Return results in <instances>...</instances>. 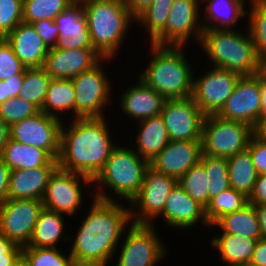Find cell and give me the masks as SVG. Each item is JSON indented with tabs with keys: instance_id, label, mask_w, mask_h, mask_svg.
Returning a JSON list of instances; mask_svg holds the SVG:
<instances>
[{
	"instance_id": "6da1fadb",
	"label": "cell",
	"mask_w": 266,
	"mask_h": 266,
	"mask_svg": "<svg viewBox=\"0 0 266 266\" xmlns=\"http://www.w3.org/2000/svg\"><path fill=\"white\" fill-rule=\"evenodd\" d=\"M87 206L85 216H77L81 222L72 228L76 231H69L68 250L73 263L75 266H112L115 251L132 224L129 203L93 198Z\"/></svg>"
},
{
	"instance_id": "7a4b0ae2",
	"label": "cell",
	"mask_w": 266,
	"mask_h": 266,
	"mask_svg": "<svg viewBox=\"0 0 266 266\" xmlns=\"http://www.w3.org/2000/svg\"><path fill=\"white\" fill-rule=\"evenodd\" d=\"M108 117L111 118L88 117L62 122L58 168L95 179L124 136L119 135L124 128H114L116 124Z\"/></svg>"
},
{
	"instance_id": "3957f363",
	"label": "cell",
	"mask_w": 266,
	"mask_h": 266,
	"mask_svg": "<svg viewBox=\"0 0 266 266\" xmlns=\"http://www.w3.org/2000/svg\"><path fill=\"white\" fill-rule=\"evenodd\" d=\"M147 46L149 58L145 60L144 68L137 72V77L166 99L192 97L194 69L197 64L191 62L194 55H188L191 47Z\"/></svg>"
},
{
	"instance_id": "277c9868",
	"label": "cell",
	"mask_w": 266,
	"mask_h": 266,
	"mask_svg": "<svg viewBox=\"0 0 266 266\" xmlns=\"http://www.w3.org/2000/svg\"><path fill=\"white\" fill-rule=\"evenodd\" d=\"M82 5L93 49L102 58L123 62L120 58L123 55L119 54H123L124 45L126 49L128 37L133 38L132 35L136 34L131 31L136 26V20L124 0H87Z\"/></svg>"
},
{
	"instance_id": "5b68a950",
	"label": "cell",
	"mask_w": 266,
	"mask_h": 266,
	"mask_svg": "<svg viewBox=\"0 0 266 266\" xmlns=\"http://www.w3.org/2000/svg\"><path fill=\"white\" fill-rule=\"evenodd\" d=\"M197 47L201 50L198 51L200 55L196 54L200 66L206 63L241 76L256 75L259 71V58L247 27L241 30H203Z\"/></svg>"
},
{
	"instance_id": "8992f818",
	"label": "cell",
	"mask_w": 266,
	"mask_h": 266,
	"mask_svg": "<svg viewBox=\"0 0 266 266\" xmlns=\"http://www.w3.org/2000/svg\"><path fill=\"white\" fill-rule=\"evenodd\" d=\"M148 167L149 162L140 157L123 138L92 181L94 198L130 203L142 187Z\"/></svg>"
},
{
	"instance_id": "52a82bcc",
	"label": "cell",
	"mask_w": 266,
	"mask_h": 266,
	"mask_svg": "<svg viewBox=\"0 0 266 266\" xmlns=\"http://www.w3.org/2000/svg\"><path fill=\"white\" fill-rule=\"evenodd\" d=\"M114 60L112 58H102L91 69L71 79L75 90V119L104 116H112L114 118L113 112L118 110L116 108L115 111L110 110L113 109L114 100L117 99L115 92H118V90H114L117 88H115L116 85H113V82L118 79L108 74L110 73L109 67L112 72L114 71L112 69L113 66L111 67V64L115 62ZM113 95H115L116 99L113 98ZM110 107L112 108L110 109ZM109 112H112L113 115L112 113L109 115Z\"/></svg>"
},
{
	"instance_id": "ba28073f",
	"label": "cell",
	"mask_w": 266,
	"mask_h": 266,
	"mask_svg": "<svg viewBox=\"0 0 266 266\" xmlns=\"http://www.w3.org/2000/svg\"><path fill=\"white\" fill-rule=\"evenodd\" d=\"M159 232L161 230L152 224L132 223L115 251L112 265L159 266L171 255V247Z\"/></svg>"
},
{
	"instance_id": "9c48e42d",
	"label": "cell",
	"mask_w": 266,
	"mask_h": 266,
	"mask_svg": "<svg viewBox=\"0 0 266 266\" xmlns=\"http://www.w3.org/2000/svg\"><path fill=\"white\" fill-rule=\"evenodd\" d=\"M93 198V183L89 177L57 168L49 178L42 203L45 209L69 217L70 222L81 215V210L85 213L83 207Z\"/></svg>"
},
{
	"instance_id": "30bf717a",
	"label": "cell",
	"mask_w": 266,
	"mask_h": 266,
	"mask_svg": "<svg viewBox=\"0 0 266 266\" xmlns=\"http://www.w3.org/2000/svg\"><path fill=\"white\" fill-rule=\"evenodd\" d=\"M254 128L216 114L206 115L202 125V154L229 158L247 149Z\"/></svg>"
},
{
	"instance_id": "8fae6325",
	"label": "cell",
	"mask_w": 266,
	"mask_h": 266,
	"mask_svg": "<svg viewBox=\"0 0 266 266\" xmlns=\"http://www.w3.org/2000/svg\"><path fill=\"white\" fill-rule=\"evenodd\" d=\"M197 66L199 65H196L194 71L192 98L205 115L217 114L233 93L241 75L208 65H202L203 68Z\"/></svg>"
},
{
	"instance_id": "7c38bea8",
	"label": "cell",
	"mask_w": 266,
	"mask_h": 266,
	"mask_svg": "<svg viewBox=\"0 0 266 266\" xmlns=\"http://www.w3.org/2000/svg\"><path fill=\"white\" fill-rule=\"evenodd\" d=\"M176 184V179L149 166L145 171L142 187L129 203L132 223L158 227L156 220L163 213L166 200Z\"/></svg>"
},
{
	"instance_id": "4fadbf2b",
	"label": "cell",
	"mask_w": 266,
	"mask_h": 266,
	"mask_svg": "<svg viewBox=\"0 0 266 266\" xmlns=\"http://www.w3.org/2000/svg\"><path fill=\"white\" fill-rule=\"evenodd\" d=\"M202 32L200 0H174L165 31L152 44L188 47L194 44L192 49H197Z\"/></svg>"
},
{
	"instance_id": "5bb4252c",
	"label": "cell",
	"mask_w": 266,
	"mask_h": 266,
	"mask_svg": "<svg viewBox=\"0 0 266 266\" xmlns=\"http://www.w3.org/2000/svg\"><path fill=\"white\" fill-rule=\"evenodd\" d=\"M43 208L42 200L6 199L0 203V233L15 245L26 246Z\"/></svg>"
},
{
	"instance_id": "9a60e30c",
	"label": "cell",
	"mask_w": 266,
	"mask_h": 266,
	"mask_svg": "<svg viewBox=\"0 0 266 266\" xmlns=\"http://www.w3.org/2000/svg\"><path fill=\"white\" fill-rule=\"evenodd\" d=\"M61 125L60 119L40 111L35 116L13 123L10 126V138L41 148L57 160L60 153Z\"/></svg>"
},
{
	"instance_id": "2e32d148",
	"label": "cell",
	"mask_w": 266,
	"mask_h": 266,
	"mask_svg": "<svg viewBox=\"0 0 266 266\" xmlns=\"http://www.w3.org/2000/svg\"><path fill=\"white\" fill-rule=\"evenodd\" d=\"M161 116L170 141H199L205 114L192 97L166 99Z\"/></svg>"
},
{
	"instance_id": "e0dca14e",
	"label": "cell",
	"mask_w": 266,
	"mask_h": 266,
	"mask_svg": "<svg viewBox=\"0 0 266 266\" xmlns=\"http://www.w3.org/2000/svg\"><path fill=\"white\" fill-rule=\"evenodd\" d=\"M135 81V82H134ZM134 81H131L129 85L122 84L123 89H119L120 94H118L117 105L119 106L121 113L115 123L119 125V121H126L133 124L137 121L150 118L153 116L160 115L166 101V98L158 93L153 88L147 86L140 78L134 76ZM122 90V91H120ZM119 102V104H118ZM120 116H122L121 119ZM126 116V117H125ZM126 118V119H125ZM125 120V121H123ZM129 120V121H128Z\"/></svg>"
},
{
	"instance_id": "ac0fdd59",
	"label": "cell",
	"mask_w": 266,
	"mask_h": 266,
	"mask_svg": "<svg viewBox=\"0 0 266 266\" xmlns=\"http://www.w3.org/2000/svg\"><path fill=\"white\" fill-rule=\"evenodd\" d=\"M160 218L162 220H160ZM159 219V220H158ZM157 220L164 225L166 229H171L175 233L177 231L183 234V231L201 230L206 228L209 231L210 224L205 215V208L194 201L185 190L176 184L171 190L166 200L163 213ZM163 222V223H162ZM201 226L200 228H198ZM195 228H197L195 230Z\"/></svg>"
},
{
	"instance_id": "d6986e66",
	"label": "cell",
	"mask_w": 266,
	"mask_h": 266,
	"mask_svg": "<svg viewBox=\"0 0 266 266\" xmlns=\"http://www.w3.org/2000/svg\"><path fill=\"white\" fill-rule=\"evenodd\" d=\"M216 115L255 128L261 117L260 74L241 76L233 93Z\"/></svg>"
},
{
	"instance_id": "ffe728a7",
	"label": "cell",
	"mask_w": 266,
	"mask_h": 266,
	"mask_svg": "<svg viewBox=\"0 0 266 266\" xmlns=\"http://www.w3.org/2000/svg\"><path fill=\"white\" fill-rule=\"evenodd\" d=\"M201 156L202 140L170 141L149 166L178 181L192 166L200 162Z\"/></svg>"
},
{
	"instance_id": "44dd1931",
	"label": "cell",
	"mask_w": 266,
	"mask_h": 266,
	"mask_svg": "<svg viewBox=\"0 0 266 266\" xmlns=\"http://www.w3.org/2000/svg\"><path fill=\"white\" fill-rule=\"evenodd\" d=\"M128 129L130 130V133L132 132V136L130 133H127ZM128 129L126 127L124 130L126 133H121L126 134L125 136L127 137L125 138H127V140L125 139V141H128L127 143L133 148V150L140 157L146 159L149 163L170 142V138L168 136L165 123L161 114L137 121L128 126Z\"/></svg>"
},
{
	"instance_id": "7402d4cb",
	"label": "cell",
	"mask_w": 266,
	"mask_h": 266,
	"mask_svg": "<svg viewBox=\"0 0 266 266\" xmlns=\"http://www.w3.org/2000/svg\"><path fill=\"white\" fill-rule=\"evenodd\" d=\"M101 59L93 48H50L43 68L52 79H72L91 69Z\"/></svg>"
},
{
	"instance_id": "603a6c76",
	"label": "cell",
	"mask_w": 266,
	"mask_h": 266,
	"mask_svg": "<svg viewBox=\"0 0 266 266\" xmlns=\"http://www.w3.org/2000/svg\"><path fill=\"white\" fill-rule=\"evenodd\" d=\"M249 1L250 0H200V19L203 30H237L247 27L242 24L247 25ZM241 21H243V23ZM238 24H240V27Z\"/></svg>"
},
{
	"instance_id": "cb8c5ba5",
	"label": "cell",
	"mask_w": 266,
	"mask_h": 266,
	"mask_svg": "<svg viewBox=\"0 0 266 266\" xmlns=\"http://www.w3.org/2000/svg\"><path fill=\"white\" fill-rule=\"evenodd\" d=\"M59 38L55 48H93L82 3L73 2L55 19Z\"/></svg>"
},
{
	"instance_id": "d4e9b609",
	"label": "cell",
	"mask_w": 266,
	"mask_h": 266,
	"mask_svg": "<svg viewBox=\"0 0 266 266\" xmlns=\"http://www.w3.org/2000/svg\"><path fill=\"white\" fill-rule=\"evenodd\" d=\"M58 166H39L10 171L7 199L42 200L50 176Z\"/></svg>"
},
{
	"instance_id": "484cf974",
	"label": "cell",
	"mask_w": 266,
	"mask_h": 266,
	"mask_svg": "<svg viewBox=\"0 0 266 266\" xmlns=\"http://www.w3.org/2000/svg\"><path fill=\"white\" fill-rule=\"evenodd\" d=\"M67 219L68 217L63 214L43 208L26 247L62 248L64 245L66 247L69 244L70 234L68 232L70 223Z\"/></svg>"
},
{
	"instance_id": "4316f807",
	"label": "cell",
	"mask_w": 266,
	"mask_h": 266,
	"mask_svg": "<svg viewBox=\"0 0 266 266\" xmlns=\"http://www.w3.org/2000/svg\"><path fill=\"white\" fill-rule=\"evenodd\" d=\"M5 39L26 68L43 67L49 48L32 24L21 22Z\"/></svg>"
},
{
	"instance_id": "83f0119b",
	"label": "cell",
	"mask_w": 266,
	"mask_h": 266,
	"mask_svg": "<svg viewBox=\"0 0 266 266\" xmlns=\"http://www.w3.org/2000/svg\"><path fill=\"white\" fill-rule=\"evenodd\" d=\"M214 233L212 232L213 236L207 242H210L212 252L218 254V260L222 262L220 265L237 266L251 261L256 239L227 233L216 234V231Z\"/></svg>"
},
{
	"instance_id": "f1b7e54d",
	"label": "cell",
	"mask_w": 266,
	"mask_h": 266,
	"mask_svg": "<svg viewBox=\"0 0 266 266\" xmlns=\"http://www.w3.org/2000/svg\"><path fill=\"white\" fill-rule=\"evenodd\" d=\"M41 112L62 122L75 119V90L71 79H51Z\"/></svg>"
},
{
	"instance_id": "f546056e",
	"label": "cell",
	"mask_w": 266,
	"mask_h": 266,
	"mask_svg": "<svg viewBox=\"0 0 266 266\" xmlns=\"http://www.w3.org/2000/svg\"><path fill=\"white\" fill-rule=\"evenodd\" d=\"M1 155L10 171L29 170L39 166H58L57 160L53 159L45 150L25 145L11 138L4 146Z\"/></svg>"
},
{
	"instance_id": "4dcf8cb0",
	"label": "cell",
	"mask_w": 266,
	"mask_h": 266,
	"mask_svg": "<svg viewBox=\"0 0 266 266\" xmlns=\"http://www.w3.org/2000/svg\"><path fill=\"white\" fill-rule=\"evenodd\" d=\"M212 229H214L213 232L245 236L257 241L262 238L258 216L251 203L233 213L219 217L210 226L209 230Z\"/></svg>"
},
{
	"instance_id": "1f68e13d",
	"label": "cell",
	"mask_w": 266,
	"mask_h": 266,
	"mask_svg": "<svg viewBox=\"0 0 266 266\" xmlns=\"http://www.w3.org/2000/svg\"><path fill=\"white\" fill-rule=\"evenodd\" d=\"M173 2L174 0H154L151 6L136 19V32L144 33V38L142 36V39L140 38V44H143L141 42L144 39L148 42L146 44H152L165 31L166 21Z\"/></svg>"
},
{
	"instance_id": "d6a6232c",
	"label": "cell",
	"mask_w": 266,
	"mask_h": 266,
	"mask_svg": "<svg viewBox=\"0 0 266 266\" xmlns=\"http://www.w3.org/2000/svg\"><path fill=\"white\" fill-rule=\"evenodd\" d=\"M227 161L230 187L249 198L259 175L249 151L239 152L227 158Z\"/></svg>"
},
{
	"instance_id": "836d02e7",
	"label": "cell",
	"mask_w": 266,
	"mask_h": 266,
	"mask_svg": "<svg viewBox=\"0 0 266 266\" xmlns=\"http://www.w3.org/2000/svg\"><path fill=\"white\" fill-rule=\"evenodd\" d=\"M51 79L43 67L26 68L19 97L41 111Z\"/></svg>"
},
{
	"instance_id": "e575fe53",
	"label": "cell",
	"mask_w": 266,
	"mask_h": 266,
	"mask_svg": "<svg viewBox=\"0 0 266 266\" xmlns=\"http://www.w3.org/2000/svg\"><path fill=\"white\" fill-rule=\"evenodd\" d=\"M246 26L255 44L258 58L266 57V0L249 1Z\"/></svg>"
},
{
	"instance_id": "d590c367",
	"label": "cell",
	"mask_w": 266,
	"mask_h": 266,
	"mask_svg": "<svg viewBox=\"0 0 266 266\" xmlns=\"http://www.w3.org/2000/svg\"><path fill=\"white\" fill-rule=\"evenodd\" d=\"M248 204V198L230 187L210 199L205 215L210 226L221 216L233 213Z\"/></svg>"
},
{
	"instance_id": "8d00e7d4",
	"label": "cell",
	"mask_w": 266,
	"mask_h": 266,
	"mask_svg": "<svg viewBox=\"0 0 266 266\" xmlns=\"http://www.w3.org/2000/svg\"><path fill=\"white\" fill-rule=\"evenodd\" d=\"M200 162L208 175V193L210 199L230 188L228 161L224 157L202 154Z\"/></svg>"
},
{
	"instance_id": "74e56055",
	"label": "cell",
	"mask_w": 266,
	"mask_h": 266,
	"mask_svg": "<svg viewBox=\"0 0 266 266\" xmlns=\"http://www.w3.org/2000/svg\"><path fill=\"white\" fill-rule=\"evenodd\" d=\"M185 192L206 208L209 204L208 175L205 166L199 162L192 166L178 181Z\"/></svg>"
},
{
	"instance_id": "f35d334b",
	"label": "cell",
	"mask_w": 266,
	"mask_h": 266,
	"mask_svg": "<svg viewBox=\"0 0 266 266\" xmlns=\"http://www.w3.org/2000/svg\"><path fill=\"white\" fill-rule=\"evenodd\" d=\"M72 3V0H23V22L54 20Z\"/></svg>"
},
{
	"instance_id": "ab89813d",
	"label": "cell",
	"mask_w": 266,
	"mask_h": 266,
	"mask_svg": "<svg viewBox=\"0 0 266 266\" xmlns=\"http://www.w3.org/2000/svg\"><path fill=\"white\" fill-rule=\"evenodd\" d=\"M67 250V247L37 248L24 246L22 247V255L32 266H75L72 256Z\"/></svg>"
},
{
	"instance_id": "60d3db41",
	"label": "cell",
	"mask_w": 266,
	"mask_h": 266,
	"mask_svg": "<svg viewBox=\"0 0 266 266\" xmlns=\"http://www.w3.org/2000/svg\"><path fill=\"white\" fill-rule=\"evenodd\" d=\"M40 110L31 102L18 97L10 98L0 104V117L11 126L20 120L30 118L39 113Z\"/></svg>"
},
{
	"instance_id": "b9f144b4",
	"label": "cell",
	"mask_w": 266,
	"mask_h": 266,
	"mask_svg": "<svg viewBox=\"0 0 266 266\" xmlns=\"http://www.w3.org/2000/svg\"><path fill=\"white\" fill-rule=\"evenodd\" d=\"M23 22V0H0V36L6 37Z\"/></svg>"
},
{
	"instance_id": "7bdbcfd3",
	"label": "cell",
	"mask_w": 266,
	"mask_h": 266,
	"mask_svg": "<svg viewBox=\"0 0 266 266\" xmlns=\"http://www.w3.org/2000/svg\"><path fill=\"white\" fill-rule=\"evenodd\" d=\"M25 69L26 67L14 54L11 44L2 37L0 39V80L24 73Z\"/></svg>"
},
{
	"instance_id": "ee69618b",
	"label": "cell",
	"mask_w": 266,
	"mask_h": 266,
	"mask_svg": "<svg viewBox=\"0 0 266 266\" xmlns=\"http://www.w3.org/2000/svg\"><path fill=\"white\" fill-rule=\"evenodd\" d=\"M249 151L254 167L259 175H266V141L252 136L248 144Z\"/></svg>"
},
{
	"instance_id": "f6af8a7d",
	"label": "cell",
	"mask_w": 266,
	"mask_h": 266,
	"mask_svg": "<svg viewBox=\"0 0 266 266\" xmlns=\"http://www.w3.org/2000/svg\"><path fill=\"white\" fill-rule=\"evenodd\" d=\"M31 24L35 28L40 38L43 40L44 44L49 49L55 48L59 38V32L54 20L43 19Z\"/></svg>"
},
{
	"instance_id": "bcb514c9",
	"label": "cell",
	"mask_w": 266,
	"mask_h": 266,
	"mask_svg": "<svg viewBox=\"0 0 266 266\" xmlns=\"http://www.w3.org/2000/svg\"><path fill=\"white\" fill-rule=\"evenodd\" d=\"M248 203L266 205V175H258Z\"/></svg>"
},
{
	"instance_id": "7dc6e473",
	"label": "cell",
	"mask_w": 266,
	"mask_h": 266,
	"mask_svg": "<svg viewBox=\"0 0 266 266\" xmlns=\"http://www.w3.org/2000/svg\"><path fill=\"white\" fill-rule=\"evenodd\" d=\"M154 0H124L131 16L136 20L144 11L151 6Z\"/></svg>"
},
{
	"instance_id": "c3c4849f",
	"label": "cell",
	"mask_w": 266,
	"mask_h": 266,
	"mask_svg": "<svg viewBox=\"0 0 266 266\" xmlns=\"http://www.w3.org/2000/svg\"><path fill=\"white\" fill-rule=\"evenodd\" d=\"M10 169L0 155V203L7 199Z\"/></svg>"
},
{
	"instance_id": "681fc988",
	"label": "cell",
	"mask_w": 266,
	"mask_h": 266,
	"mask_svg": "<svg viewBox=\"0 0 266 266\" xmlns=\"http://www.w3.org/2000/svg\"><path fill=\"white\" fill-rule=\"evenodd\" d=\"M23 81H24V73L12 75V77H9L6 80H4V82H7L8 99L19 96Z\"/></svg>"
},
{
	"instance_id": "f907efd6",
	"label": "cell",
	"mask_w": 266,
	"mask_h": 266,
	"mask_svg": "<svg viewBox=\"0 0 266 266\" xmlns=\"http://www.w3.org/2000/svg\"><path fill=\"white\" fill-rule=\"evenodd\" d=\"M251 262L266 266V239L260 238L256 242Z\"/></svg>"
},
{
	"instance_id": "816d5d0a",
	"label": "cell",
	"mask_w": 266,
	"mask_h": 266,
	"mask_svg": "<svg viewBox=\"0 0 266 266\" xmlns=\"http://www.w3.org/2000/svg\"><path fill=\"white\" fill-rule=\"evenodd\" d=\"M3 254H22V247L15 245L0 233V256Z\"/></svg>"
},
{
	"instance_id": "f5cc1de1",
	"label": "cell",
	"mask_w": 266,
	"mask_h": 266,
	"mask_svg": "<svg viewBox=\"0 0 266 266\" xmlns=\"http://www.w3.org/2000/svg\"><path fill=\"white\" fill-rule=\"evenodd\" d=\"M253 206L255 207L258 216L261 237L266 239V205L253 204Z\"/></svg>"
},
{
	"instance_id": "db71d44e",
	"label": "cell",
	"mask_w": 266,
	"mask_h": 266,
	"mask_svg": "<svg viewBox=\"0 0 266 266\" xmlns=\"http://www.w3.org/2000/svg\"><path fill=\"white\" fill-rule=\"evenodd\" d=\"M10 138V126L0 117V155Z\"/></svg>"
},
{
	"instance_id": "11a10c76",
	"label": "cell",
	"mask_w": 266,
	"mask_h": 266,
	"mask_svg": "<svg viewBox=\"0 0 266 266\" xmlns=\"http://www.w3.org/2000/svg\"><path fill=\"white\" fill-rule=\"evenodd\" d=\"M254 135L259 139L266 141V115L260 117L256 127L254 128Z\"/></svg>"
},
{
	"instance_id": "9f6ffc18",
	"label": "cell",
	"mask_w": 266,
	"mask_h": 266,
	"mask_svg": "<svg viewBox=\"0 0 266 266\" xmlns=\"http://www.w3.org/2000/svg\"><path fill=\"white\" fill-rule=\"evenodd\" d=\"M22 254H3L0 256V266H15Z\"/></svg>"
},
{
	"instance_id": "6f0895ef",
	"label": "cell",
	"mask_w": 266,
	"mask_h": 266,
	"mask_svg": "<svg viewBox=\"0 0 266 266\" xmlns=\"http://www.w3.org/2000/svg\"><path fill=\"white\" fill-rule=\"evenodd\" d=\"M261 116L266 115V80L260 75Z\"/></svg>"
},
{
	"instance_id": "680465c9",
	"label": "cell",
	"mask_w": 266,
	"mask_h": 266,
	"mask_svg": "<svg viewBox=\"0 0 266 266\" xmlns=\"http://www.w3.org/2000/svg\"><path fill=\"white\" fill-rule=\"evenodd\" d=\"M8 100V88L7 82L0 80V104H3Z\"/></svg>"
},
{
	"instance_id": "91938a15",
	"label": "cell",
	"mask_w": 266,
	"mask_h": 266,
	"mask_svg": "<svg viewBox=\"0 0 266 266\" xmlns=\"http://www.w3.org/2000/svg\"><path fill=\"white\" fill-rule=\"evenodd\" d=\"M258 73L266 80V57L259 59Z\"/></svg>"
},
{
	"instance_id": "94428289",
	"label": "cell",
	"mask_w": 266,
	"mask_h": 266,
	"mask_svg": "<svg viewBox=\"0 0 266 266\" xmlns=\"http://www.w3.org/2000/svg\"><path fill=\"white\" fill-rule=\"evenodd\" d=\"M15 266H32V265L23 255H21L20 258L16 261Z\"/></svg>"
},
{
	"instance_id": "6125c7cd",
	"label": "cell",
	"mask_w": 266,
	"mask_h": 266,
	"mask_svg": "<svg viewBox=\"0 0 266 266\" xmlns=\"http://www.w3.org/2000/svg\"><path fill=\"white\" fill-rule=\"evenodd\" d=\"M237 266H260L258 264H255L253 262H246V263H243V264H240V265H237Z\"/></svg>"
},
{
	"instance_id": "be15d7a7",
	"label": "cell",
	"mask_w": 266,
	"mask_h": 266,
	"mask_svg": "<svg viewBox=\"0 0 266 266\" xmlns=\"http://www.w3.org/2000/svg\"><path fill=\"white\" fill-rule=\"evenodd\" d=\"M84 1H87V0H72V2H77V3H83Z\"/></svg>"
}]
</instances>
